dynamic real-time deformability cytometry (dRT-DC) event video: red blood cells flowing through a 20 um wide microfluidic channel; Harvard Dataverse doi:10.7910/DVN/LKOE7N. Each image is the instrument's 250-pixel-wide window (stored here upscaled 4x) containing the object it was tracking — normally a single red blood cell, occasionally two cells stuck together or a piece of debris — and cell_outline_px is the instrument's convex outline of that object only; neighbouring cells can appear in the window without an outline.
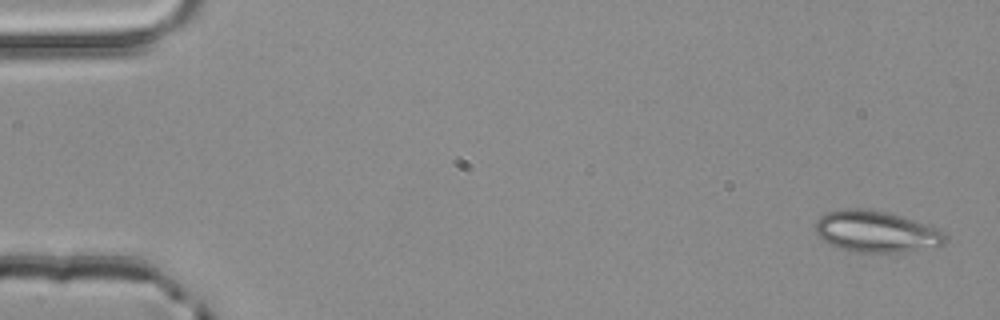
{"species": "common noctule bat (a hibernating species)", "species_latin": "Nyctalus noctula", "temperature_condition": "room temperature", "stored_images_in_passage": 3, "camera_frame_rate_fps": 3000, "um_per_image_px": 0.085, "animal": {"sex": "male", "body_mass_g": 20.4}, "frame": {"image": 1, "passage_image": 1, "time_ms": 0.0, "image_size_px": [1000, 320], "cell_outline_px": [[948, 240], [944, 244], [904, 252], [848, 252], [828, 244], [816, 232], [816, 220], [820, 216], [828, 212], [844, 208], [860, 208], [884, 212], [904, 216], [936, 228], [944, 232], [948, 236]], "centroid_in_image_um": [74.47, 19.69], "position_along_channel_um": 10.5, "area_um2": 31.39}}